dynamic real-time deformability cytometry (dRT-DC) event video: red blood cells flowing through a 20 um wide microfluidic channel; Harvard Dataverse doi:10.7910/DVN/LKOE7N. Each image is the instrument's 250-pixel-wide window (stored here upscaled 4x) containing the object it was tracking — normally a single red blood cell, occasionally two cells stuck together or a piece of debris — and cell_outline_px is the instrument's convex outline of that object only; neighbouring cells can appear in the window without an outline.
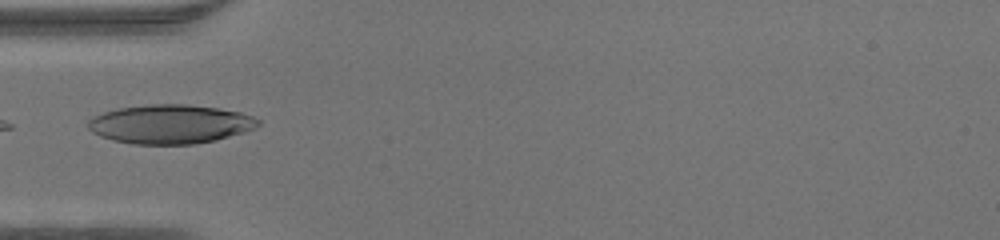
{"species": "human", "species_latin": "Homo sapiens", "temperature_condition": "warm", "stored_images_in_passage": 6, "camera_frame_rate_fps": 3000, "um_per_image_px": 0.085, "donor": {"sex": "male"}, "frame": {"image": 1, "passage_image": 3, "time_ms": 0.667, "image_size_px": [1000, 240], "cell_outline_px": [[260, 124], [256, 128], [244, 132], [212, 140], [192, 144], [132, 144], [112, 140], [100, 136], [92, 132], [88, 128], [88, 120], [92, 116], [116, 108], [148, 104], [188, 104], [216, 108], [240, 112], [252, 116], [260, 120]], "centroid_in_image_um": [14.43, 10.54], "position_along_channel_um": 70.6, "area_um2": 38.67}}